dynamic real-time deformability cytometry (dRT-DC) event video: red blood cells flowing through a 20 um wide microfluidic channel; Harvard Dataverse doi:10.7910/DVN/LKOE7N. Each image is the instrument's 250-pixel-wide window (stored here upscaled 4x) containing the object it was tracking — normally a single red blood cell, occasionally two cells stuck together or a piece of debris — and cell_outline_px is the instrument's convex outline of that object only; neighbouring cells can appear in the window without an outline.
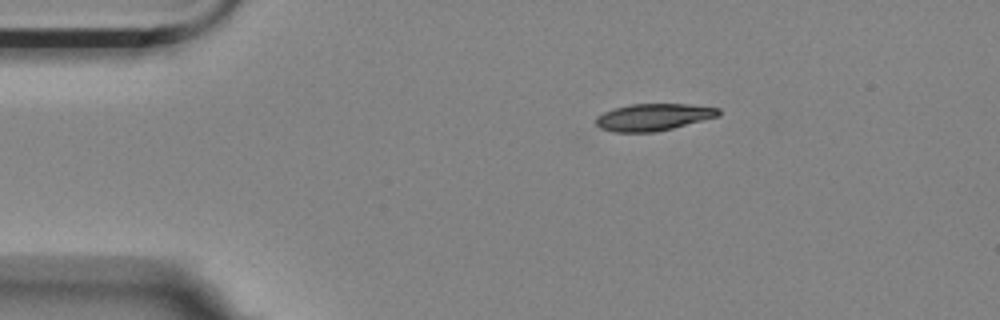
{"species": "Egyptian fruit bat (a non-hibernating species)", "species_latin": "Rousettus aegyptiacus", "temperature_condition": "room temperature", "stored_images_in_passage": 8, "camera_frame_rate_fps": 3000, "um_per_image_px": 0.085, "animal": {"sex": "female"}, "frame": {"image": 1, "passage_image": 1, "time_ms": 0.0, "image_size_px": [1000, 320], "cell_outline_px": [[720, 116], [656, 132], [612, 132], [600, 128], [596, 124], [596, 116], [604, 112], [616, 108], [632, 104], [688, 104], [720, 108]], "centroid_in_image_um": [55.55, 9.96], "position_along_channel_um": 29.5, "area_um2": 19.25}}
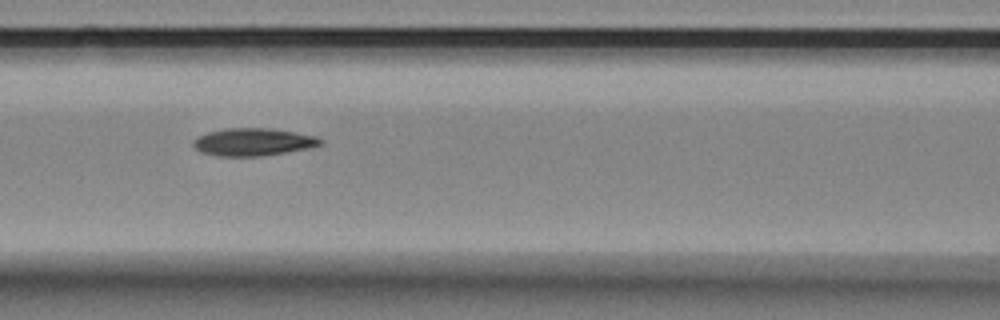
{"frame": {"image": 2, "passage_image": 5, "time_ms": 1.333, "image_size_px": [1000, 320], "cell_outline_px": [[324, 140], [320, 144], [312, 148], [264, 156], [220, 156], [200, 152], [192, 144], [200, 136], [208, 132], [224, 128], [272, 128], [296, 132], [316, 136]], "centroid_in_image_um": [21.58, 12.07], "position_along_channel_um": 145.0, "area_um2": 20.52}}
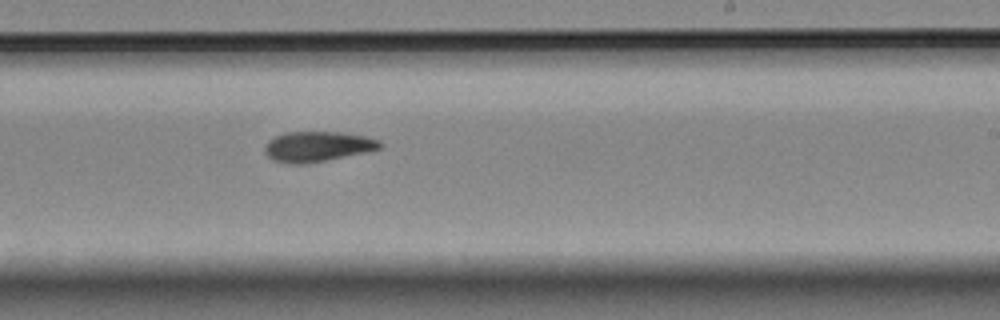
{"frame": {"image": 3, "passage_image": 8, "time_ms": 2.333, "image_size_px": [1000, 320], "cell_outline_px": [[384, 144], [380, 148], [324, 160], [304, 164], [288, 164], [272, 160], [264, 152], [264, 144], [268, 140], [276, 136], [288, 132], [340, 132], [364, 136], [380, 140]], "centroid_in_image_um": [26.92, 12.45], "position_along_channel_um": 262.1, "area_um2": 20.06}}